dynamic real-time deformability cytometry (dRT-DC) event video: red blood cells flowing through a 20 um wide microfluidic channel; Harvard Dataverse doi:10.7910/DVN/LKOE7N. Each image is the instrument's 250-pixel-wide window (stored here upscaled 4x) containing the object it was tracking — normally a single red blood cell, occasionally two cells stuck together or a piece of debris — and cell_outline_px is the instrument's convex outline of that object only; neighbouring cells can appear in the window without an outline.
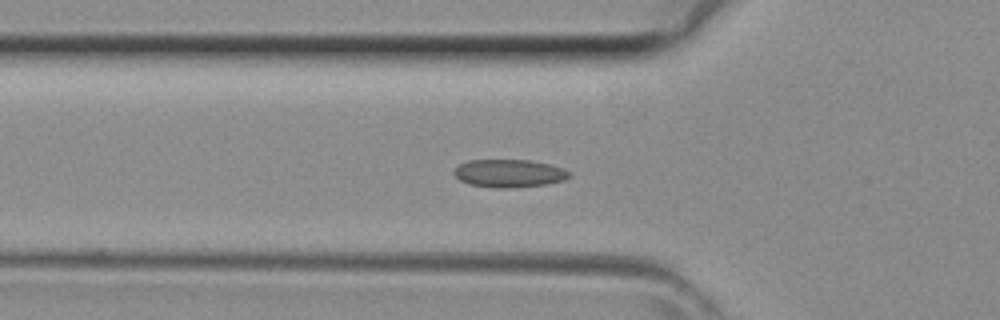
{"species": "common noctule bat (a hibernating species)", "species_latin": "Nyctalus noctula", "temperature_condition": "room temperature", "stored_images_in_passage": 30, "camera_frame_rate_fps": 3000, "um_per_image_px": 0.085, "animal": {"sex": "female", "body_mass_g": 29.2, "forearm_length_mm": 56.3}, "frame": {"image": 1, "passage_image": 5, "time_ms": 1.333, "image_size_px": [1000, 320], "cell_outline_px": [[572, 176], [564, 180], [548, 184], [508, 188], [496, 188], [468, 184], [460, 180], [452, 172], [460, 164], [468, 160], [528, 160], [548, 164], [560, 168], [568, 172]], "centroid_in_image_um": [43.25, 14.74], "position_along_channel_um": 82.6, "area_um2": 18.61}}
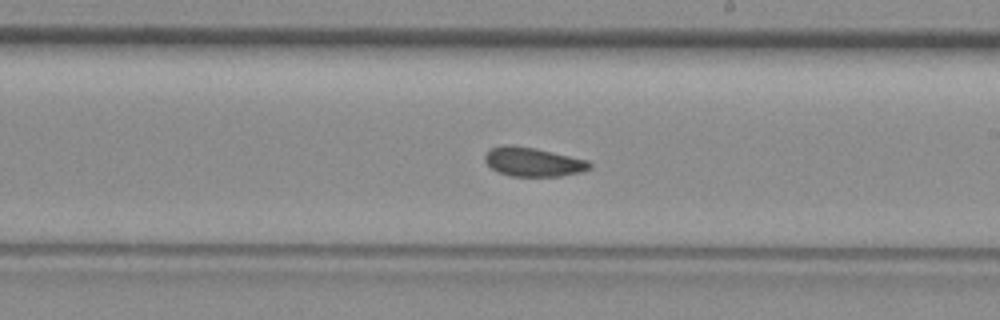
{"frame": {"image": 2, "passage_image": 15, "time_ms": 4.667, "image_size_px": [1000, 320], "cell_outline_px": [[592, 168], [580, 172], [560, 176], [512, 176], [500, 172], [492, 168], [484, 160], [484, 156], [488, 148], [504, 144], [512, 144], [552, 152], [588, 160], [592, 164]], "centroid_in_image_um": [45.29, 13.75], "position_along_channel_um": 243.7, "area_um2": 17.69}}
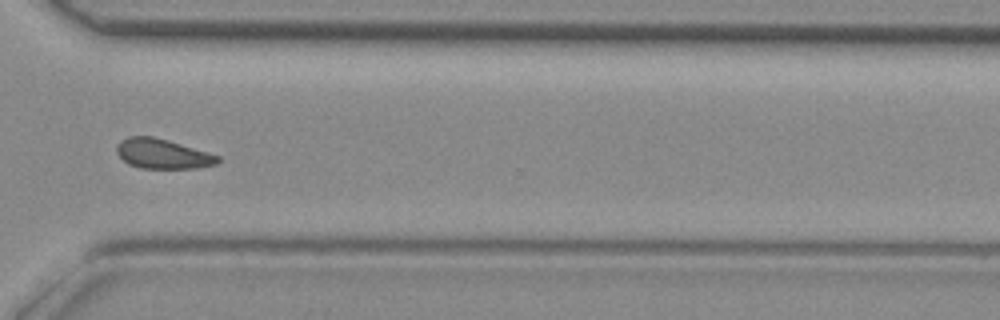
{"frame": {"image": 3, "passage_image": 22, "time_ms": 7.0, "image_size_px": [1000, 320], "cell_outline_px": [[220, 160], [216, 164], [196, 168], [140, 168], [128, 164], [116, 152], [116, 148], [120, 140], [128, 136], [152, 136], [168, 140], [208, 152], [220, 156]], "centroid_in_image_um": [13.81, 13.07], "position_along_channel_um": 356.8, "area_um2": 17.51}}